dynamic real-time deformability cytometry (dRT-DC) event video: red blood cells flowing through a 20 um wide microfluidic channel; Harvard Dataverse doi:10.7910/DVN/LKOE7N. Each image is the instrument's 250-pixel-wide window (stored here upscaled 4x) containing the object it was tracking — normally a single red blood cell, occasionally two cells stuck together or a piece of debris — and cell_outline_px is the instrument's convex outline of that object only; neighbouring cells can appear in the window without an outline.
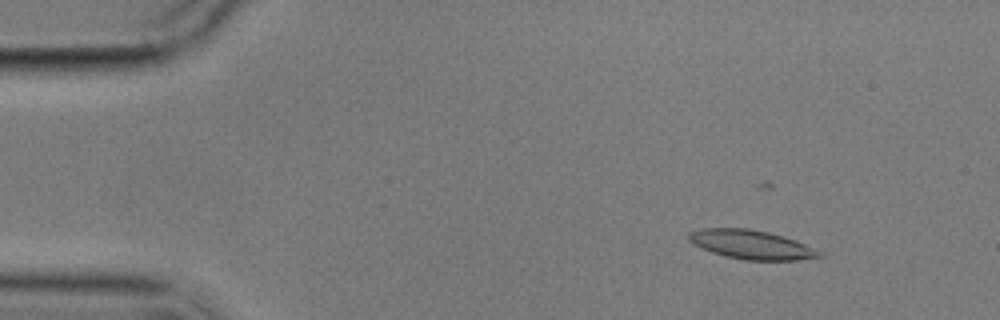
{"species": "common noctule bat (a hibernating species)", "species_latin": "Nyctalus noctula", "temperature_condition": "cold", "stored_images_in_passage": 6, "camera_frame_rate_fps": 3000, "um_per_image_px": 0.085, "animal": {"sex": "male", "body_mass_g": 17.9}, "frame": {"image": 1, "passage_image": 3, "time_ms": 2.667, "image_size_px": [1000, 320], "cell_outline_px": [[824, 256], [796, 260], [744, 260], [724, 256], [712, 252], [692, 244], [688, 240], [688, 232], [700, 228], [748, 228], [768, 232], [796, 240], [824, 252]], "centroid_in_image_um": [63.86, 20.79], "position_along_channel_um": 21.1, "area_um2": 22.25}}